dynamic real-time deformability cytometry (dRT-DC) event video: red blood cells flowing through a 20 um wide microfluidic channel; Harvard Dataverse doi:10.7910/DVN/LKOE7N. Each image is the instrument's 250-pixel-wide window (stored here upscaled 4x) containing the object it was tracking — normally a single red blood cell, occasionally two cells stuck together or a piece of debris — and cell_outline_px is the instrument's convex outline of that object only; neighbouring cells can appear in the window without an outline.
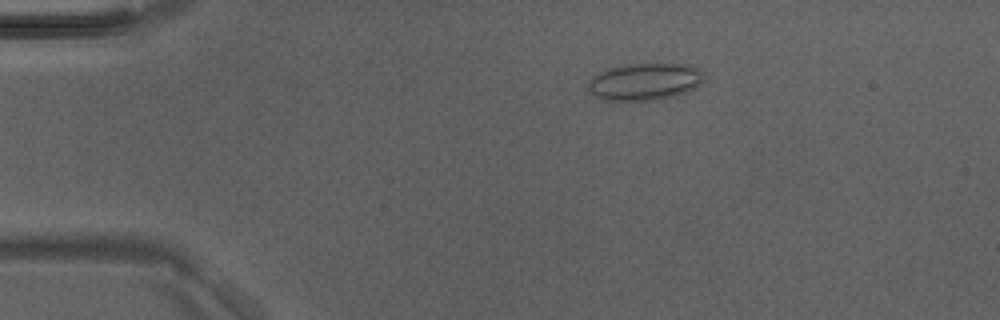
{"species": "Egyptian fruit bat (a non-hibernating species)", "species_latin": "Rousettus aegyptiacus", "temperature_condition": "room temperature", "stored_images_in_passage": 6, "camera_frame_rate_fps": 3000, "um_per_image_px": 0.085, "animal": {"sex": "male"}, "frame": {"image": 1, "passage_image": 2, "time_ms": 0.333, "image_size_px": [1000, 320], "cell_outline_px": [[704, 80], [696, 88], [676, 96], [660, 100], [608, 100], [596, 96], [588, 92], [588, 80], [592, 76], [608, 68], [624, 64], [688, 64], [704, 72]], "centroid_in_image_um": [54.82, 6.94], "position_along_channel_um": 30.2, "area_um2": 25.32}}
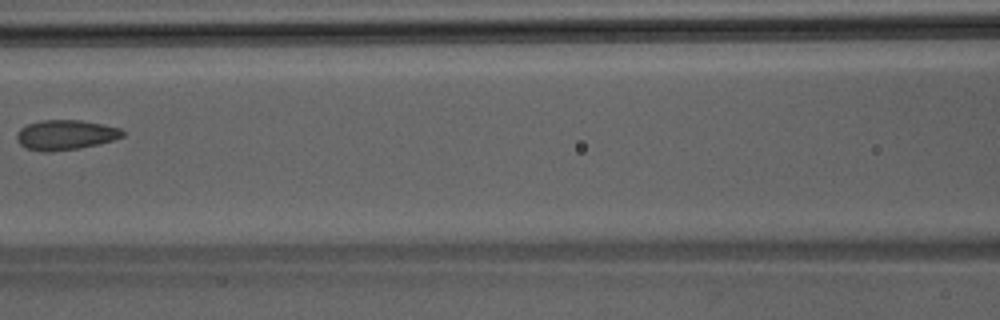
{"frame": {"image": 2, "passage_image": 6, "time_ms": 1.667, "image_size_px": [1000, 320], "cell_outline_px": [[124, 136], [100, 144], [80, 148], [48, 152], [40, 152], [24, 148], [16, 140], [16, 132], [20, 128], [28, 124], [40, 120], [80, 120], [104, 124], [120, 128], [124, 132]], "centroid_in_image_um": [5.54, 11.47], "position_along_channel_um": 161.1, "area_um2": 18.73}}